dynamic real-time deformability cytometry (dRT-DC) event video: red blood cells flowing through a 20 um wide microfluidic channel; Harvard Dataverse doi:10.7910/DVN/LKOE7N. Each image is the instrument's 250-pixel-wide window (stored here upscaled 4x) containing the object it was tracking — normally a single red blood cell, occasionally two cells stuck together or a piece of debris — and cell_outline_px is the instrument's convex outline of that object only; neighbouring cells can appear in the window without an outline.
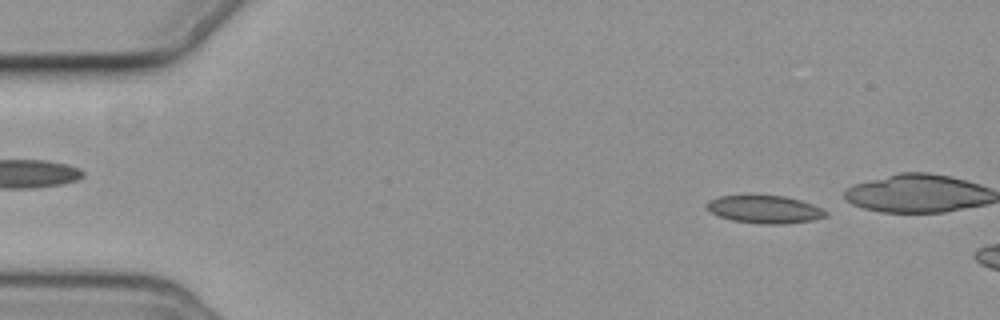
{"species": "common noctule bat (a hibernating species)", "species_latin": "Nyctalus noctula", "temperature_condition": "cold", "stored_images_in_passage": 3, "camera_frame_rate_fps": 3000, "um_per_image_px": 0.085, "animal": {"sex": "female", "body_mass_g": 19.3, "forearm_length_mm": 54.1}, "frame": {"image": 1, "passage_image": 1, "time_ms": 0.0, "image_size_px": [1000, 320], "cell_outline_px": [[828, 216], [812, 220], [784, 224], [760, 224], [732, 220], [720, 216], [712, 212], [704, 204], [708, 200], [720, 196], [784, 196], [800, 200], [812, 204], [828, 212]], "centroid_in_image_um": [65.01, 17.8], "position_along_channel_um": 20.0, "area_um2": 19.07}}